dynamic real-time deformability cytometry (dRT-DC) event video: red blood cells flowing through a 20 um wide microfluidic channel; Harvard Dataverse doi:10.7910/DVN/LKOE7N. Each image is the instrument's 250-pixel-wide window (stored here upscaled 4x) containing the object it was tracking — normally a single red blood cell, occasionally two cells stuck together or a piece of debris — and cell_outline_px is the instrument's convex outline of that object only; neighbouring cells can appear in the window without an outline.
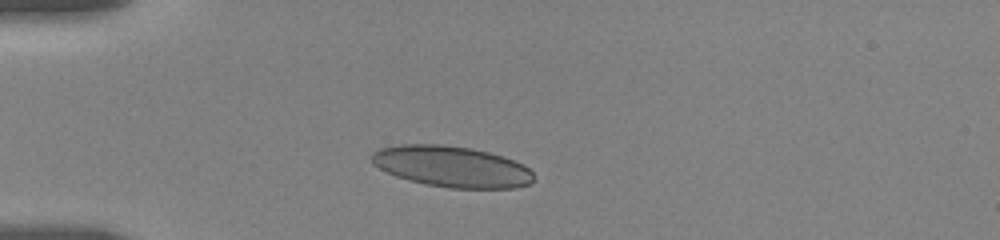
{"species": "human", "species_latin": "Homo sapiens", "temperature_condition": "room temperature", "stored_images_in_passage": 5, "camera_frame_rate_fps": 3000, "um_per_image_px": 0.085, "donor": {"sex": "female"}, "frame": {"image": 1, "passage_image": 3, "time_ms": 2.0, "image_size_px": [1000, 240], "cell_outline_px": [[536, 180], [528, 184], [516, 188], [448, 188], [424, 184], [408, 180], [396, 176], [372, 164], [368, 160], [368, 156], [372, 152], [380, 148], [400, 144], [440, 144], [472, 148], [488, 152], [524, 164], [536, 176]], "centroid_in_image_um": [38.37, 14.16], "position_along_channel_um": 46.6, "area_um2": 39.13}}
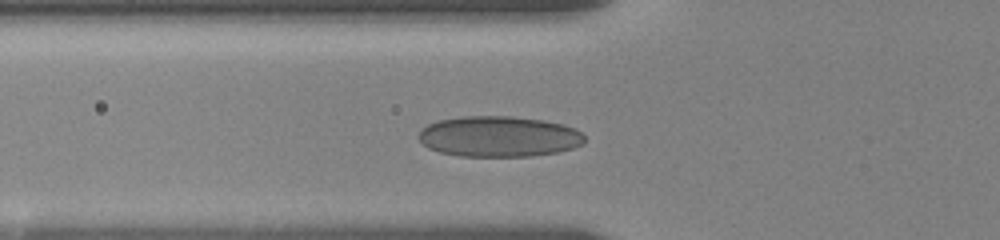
{"frame": {"image": 2, "passage_image": 5, "time_ms": 3.667, "image_size_px": [1000, 240], "cell_outline_px": [[584, 144], [560, 152], [532, 156], [460, 156], [440, 152], [428, 148], [416, 136], [428, 124], [440, 120], [464, 116], [512, 116], [544, 120], [564, 124], [580, 132], [584, 136]], "centroid_in_image_um": [42.42, 11.6], "position_along_channel_um": 83.4, "area_um2": 39.42}}